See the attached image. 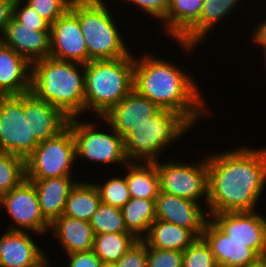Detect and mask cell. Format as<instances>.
Segmentation results:
<instances>
[{
	"label": "cell",
	"mask_w": 266,
	"mask_h": 267,
	"mask_svg": "<svg viewBox=\"0 0 266 267\" xmlns=\"http://www.w3.org/2000/svg\"><path fill=\"white\" fill-rule=\"evenodd\" d=\"M207 163L208 214L254 211L266 183V148H235Z\"/></svg>",
	"instance_id": "cell-1"
},
{
	"label": "cell",
	"mask_w": 266,
	"mask_h": 267,
	"mask_svg": "<svg viewBox=\"0 0 266 267\" xmlns=\"http://www.w3.org/2000/svg\"><path fill=\"white\" fill-rule=\"evenodd\" d=\"M133 89L160 109L183 114L192 124L205 115L193 78L164 59L152 55L135 59Z\"/></svg>",
	"instance_id": "cell-2"
},
{
	"label": "cell",
	"mask_w": 266,
	"mask_h": 267,
	"mask_svg": "<svg viewBox=\"0 0 266 267\" xmlns=\"http://www.w3.org/2000/svg\"><path fill=\"white\" fill-rule=\"evenodd\" d=\"M30 72V92L37 99L61 109L69 118L85 112L84 64L47 57L34 61Z\"/></svg>",
	"instance_id": "cell-3"
},
{
	"label": "cell",
	"mask_w": 266,
	"mask_h": 267,
	"mask_svg": "<svg viewBox=\"0 0 266 267\" xmlns=\"http://www.w3.org/2000/svg\"><path fill=\"white\" fill-rule=\"evenodd\" d=\"M135 58L92 60L85 66V112L102 117L133 90Z\"/></svg>",
	"instance_id": "cell-4"
},
{
	"label": "cell",
	"mask_w": 266,
	"mask_h": 267,
	"mask_svg": "<svg viewBox=\"0 0 266 267\" xmlns=\"http://www.w3.org/2000/svg\"><path fill=\"white\" fill-rule=\"evenodd\" d=\"M191 126L193 124L183 114L161 109L148 121L133 126L123 136L128 163L158 162V153L178 137L184 136Z\"/></svg>",
	"instance_id": "cell-5"
},
{
	"label": "cell",
	"mask_w": 266,
	"mask_h": 267,
	"mask_svg": "<svg viewBox=\"0 0 266 267\" xmlns=\"http://www.w3.org/2000/svg\"><path fill=\"white\" fill-rule=\"evenodd\" d=\"M70 10L78 17L89 62L118 59L130 54L103 0H73Z\"/></svg>",
	"instance_id": "cell-6"
},
{
	"label": "cell",
	"mask_w": 266,
	"mask_h": 267,
	"mask_svg": "<svg viewBox=\"0 0 266 267\" xmlns=\"http://www.w3.org/2000/svg\"><path fill=\"white\" fill-rule=\"evenodd\" d=\"M75 158V140L68 126L59 135L41 141L25 159L26 179L71 176Z\"/></svg>",
	"instance_id": "cell-7"
},
{
	"label": "cell",
	"mask_w": 266,
	"mask_h": 267,
	"mask_svg": "<svg viewBox=\"0 0 266 267\" xmlns=\"http://www.w3.org/2000/svg\"><path fill=\"white\" fill-rule=\"evenodd\" d=\"M38 144L24 117V94L0 96V152L26 159Z\"/></svg>",
	"instance_id": "cell-8"
},
{
	"label": "cell",
	"mask_w": 266,
	"mask_h": 267,
	"mask_svg": "<svg viewBox=\"0 0 266 267\" xmlns=\"http://www.w3.org/2000/svg\"><path fill=\"white\" fill-rule=\"evenodd\" d=\"M68 126L72 129L75 140L76 157L93 160L99 163H124L125 155L123 137L113 128L111 134L96 129L94 123L79 122L77 117L70 118ZM98 131V132H97Z\"/></svg>",
	"instance_id": "cell-9"
},
{
	"label": "cell",
	"mask_w": 266,
	"mask_h": 267,
	"mask_svg": "<svg viewBox=\"0 0 266 267\" xmlns=\"http://www.w3.org/2000/svg\"><path fill=\"white\" fill-rule=\"evenodd\" d=\"M198 164V165H197ZM197 164L156 162L160 191L185 198L194 202L202 197L208 203V163L206 159Z\"/></svg>",
	"instance_id": "cell-10"
},
{
	"label": "cell",
	"mask_w": 266,
	"mask_h": 267,
	"mask_svg": "<svg viewBox=\"0 0 266 267\" xmlns=\"http://www.w3.org/2000/svg\"><path fill=\"white\" fill-rule=\"evenodd\" d=\"M0 205L5 207L15 223L8 230L42 234L50 228V223L42 215L35 186L27 179L2 195Z\"/></svg>",
	"instance_id": "cell-11"
},
{
	"label": "cell",
	"mask_w": 266,
	"mask_h": 267,
	"mask_svg": "<svg viewBox=\"0 0 266 267\" xmlns=\"http://www.w3.org/2000/svg\"><path fill=\"white\" fill-rule=\"evenodd\" d=\"M209 217L231 240L245 243L260 257L266 256V219L255 210L222 212Z\"/></svg>",
	"instance_id": "cell-12"
},
{
	"label": "cell",
	"mask_w": 266,
	"mask_h": 267,
	"mask_svg": "<svg viewBox=\"0 0 266 267\" xmlns=\"http://www.w3.org/2000/svg\"><path fill=\"white\" fill-rule=\"evenodd\" d=\"M50 57L87 64L89 56L78 17L69 9L50 25Z\"/></svg>",
	"instance_id": "cell-13"
},
{
	"label": "cell",
	"mask_w": 266,
	"mask_h": 267,
	"mask_svg": "<svg viewBox=\"0 0 266 267\" xmlns=\"http://www.w3.org/2000/svg\"><path fill=\"white\" fill-rule=\"evenodd\" d=\"M156 219L192 230L202 237L208 218L199 203L159 191L155 199Z\"/></svg>",
	"instance_id": "cell-14"
},
{
	"label": "cell",
	"mask_w": 266,
	"mask_h": 267,
	"mask_svg": "<svg viewBox=\"0 0 266 267\" xmlns=\"http://www.w3.org/2000/svg\"><path fill=\"white\" fill-rule=\"evenodd\" d=\"M24 117H28L30 137L39 143L59 135L70 120L61 109L37 99L31 92L24 94Z\"/></svg>",
	"instance_id": "cell-15"
},
{
	"label": "cell",
	"mask_w": 266,
	"mask_h": 267,
	"mask_svg": "<svg viewBox=\"0 0 266 267\" xmlns=\"http://www.w3.org/2000/svg\"><path fill=\"white\" fill-rule=\"evenodd\" d=\"M160 110L156 104L133 89L100 118L106 120L109 127L123 137L133 126L148 121Z\"/></svg>",
	"instance_id": "cell-16"
},
{
	"label": "cell",
	"mask_w": 266,
	"mask_h": 267,
	"mask_svg": "<svg viewBox=\"0 0 266 267\" xmlns=\"http://www.w3.org/2000/svg\"><path fill=\"white\" fill-rule=\"evenodd\" d=\"M202 237L210 245L219 267H246L260 258L245 243L231 240L211 220L207 221Z\"/></svg>",
	"instance_id": "cell-17"
},
{
	"label": "cell",
	"mask_w": 266,
	"mask_h": 267,
	"mask_svg": "<svg viewBox=\"0 0 266 267\" xmlns=\"http://www.w3.org/2000/svg\"><path fill=\"white\" fill-rule=\"evenodd\" d=\"M0 41L31 64L50 57V31H35L33 28L23 27L14 17L5 27Z\"/></svg>",
	"instance_id": "cell-18"
},
{
	"label": "cell",
	"mask_w": 266,
	"mask_h": 267,
	"mask_svg": "<svg viewBox=\"0 0 266 267\" xmlns=\"http://www.w3.org/2000/svg\"><path fill=\"white\" fill-rule=\"evenodd\" d=\"M32 64L0 41V96L30 92Z\"/></svg>",
	"instance_id": "cell-19"
},
{
	"label": "cell",
	"mask_w": 266,
	"mask_h": 267,
	"mask_svg": "<svg viewBox=\"0 0 266 267\" xmlns=\"http://www.w3.org/2000/svg\"><path fill=\"white\" fill-rule=\"evenodd\" d=\"M45 257L28 231L7 229L0 238V267H34Z\"/></svg>",
	"instance_id": "cell-20"
},
{
	"label": "cell",
	"mask_w": 266,
	"mask_h": 267,
	"mask_svg": "<svg viewBox=\"0 0 266 267\" xmlns=\"http://www.w3.org/2000/svg\"><path fill=\"white\" fill-rule=\"evenodd\" d=\"M35 186L44 218L51 224L64 213L66 200L77 182L71 176L27 179Z\"/></svg>",
	"instance_id": "cell-21"
},
{
	"label": "cell",
	"mask_w": 266,
	"mask_h": 267,
	"mask_svg": "<svg viewBox=\"0 0 266 267\" xmlns=\"http://www.w3.org/2000/svg\"><path fill=\"white\" fill-rule=\"evenodd\" d=\"M239 0H203L202 10L199 19L177 40L180 46L187 51L212 31L216 22L229 15V13L239 6Z\"/></svg>",
	"instance_id": "cell-22"
},
{
	"label": "cell",
	"mask_w": 266,
	"mask_h": 267,
	"mask_svg": "<svg viewBox=\"0 0 266 267\" xmlns=\"http://www.w3.org/2000/svg\"><path fill=\"white\" fill-rule=\"evenodd\" d=\"M50 228L66 253L93 250L94 233L90 222L62 215L50 224Z\"/></svg>",
	"instance_id": "cell-23"
},
{
	"label": "cell",
	"mask_w": 266,
	"mask_h": 267,
	"mask_svg": "<svg viewBox=\"0 0 266 267\" xmlns=\"http://www.w3.org/2000/svg\"><path fill=\"white\" fill-rule=\"evenodd\" d=\"M198 238L190 229L156 219L142 240L148 247L183 252Z\"/></svg>",
	"instance_id": "cell-24"
},
{
	"label": "cell",
	"mask_w": 266,
	"mask_h": 267,
	"mask_svg": "<svg viewBox=\"0 0 266 267\" xmlns=\"http://www.w3.org/2000/svg\"><path fill=\"white\" fill-rule=\"evenodd\" d=\"M126 181L131 198L156 199L160 191L155 163H127Z\"/></svg>",
	"instance_id": "cell-25"
},
{
	"label": "cell",
	"mask_w": 266,
	"mask_h": 267,
	"mask_svg": "<svg viewBox=\"0 0 266 267\" xmlns=\"http://www.w3.org/2000/svg\"><path fill=\"white\" fill-rule=\"evenodd\" d=\"M203 0H171L166 17L165 32L177 41L200 17Z\"/></svg>",
	"instance_id": "cell-26"
},
{
	"label": "cell",
	"mask_w": 266,
	"mask_h": 267,
	"mask_svg": "<svg viewBox=\"0 0 266 267\" xmlns=\"http://www.w3.org/2000/svg\"><path fill=\"white\" fill-rule=\"evenodd\" d=\"M100 203L95 183L78 181L66 200L63 215L90 222Z\"/></svg>",
	"instance_id": "cell-27"
},
{
	"label": "cell",
	"mask_w": 266,
	"mask_h": 267,
	"mask_svg": "<svg viewBox=\"0 0 266 267\" xmlns=\"http://www.w3.org/2000/svg\"><path fill=\"white\" fill-rule=\"evenodd\" d=\"M121 211L127 231L138 240L144 239L150 225L156 220L155 199L131 198Z\"/></svg>",
	"instance_id": "cell-28"
},
{
	"label": "cell",
	"mask_w": 266,
	"mask_h": 267,
	"mask_svg": "<svg viewBox=\"0 0 266 267\" xmlns=\"http://www.w3.org/2000/svg\"><path fill=\"white\" fill-rule=\"evenodd\" d=\"M137 240L131 233L94 234L93 251L102 263L114 264Z\"/></svg>",
	"instance_id": "cell-29"
},
{
	"label": "cell",
	"mask_w": 266,
	"mask_h": 267,
	"mask_svg": "<svg viewBox=\"0 0 266 267\" xmlns=\"http://www.w3.org/2000/svg\"><path fill=\"white\" fill-rule=\"evenodd\" d=\"M25 179V159L0 152V197L20 185Z\"/></svg>",
	"instance_id": "cell-30"
},
{
	"label": "cell",
	"mask_w": 266,
	"mask_h": 267,
	"mask_svg": "<svg viewBox=\"0 0 266 267\" xmlns=\"http://www.w3.org/2000/svg\"><path fill=\"white\" fill-rule=\"evenodd\" d=\"M90 225L94 234L129 233L125 227L121 209L100 203Z\"/></svg>",
	"instance_id": "cell-31"
},
{
	"label": "cell",
	"mask_w": 266,
	"mask_h": 267,
	"mask_svg": "<svg viewBox=\"0 0 266 267\" xmlns=\"http://www.w3.org/2000/svg\"><path fill=\"white\" fill-rule=\"evenodd\" d=\"M101 202L121 209L130 199L126 176L124 178H111L105 184H96Z\"/></svg>",
	"instance_id": "cell-32"
},
{
	"label": "cell",
	"mask_w": 266,
	"mask_h": 267,
	"mask_svg": "<svg viewBox=\"0 0 266 267\" xmlns=\"http://www.w3.org/2000/svg\"><path fill=\"white\" fill-rule=\"evenodd\" d=\"M183 267H219L210 245L203 237L183 251Z\"/></svg>",
	"instance_id": "cell-33"
},
{
	"label": "cell",
	"mask_w": 266,
	"mask_h": 267,
	"mask_svg": "<svg viewBox=\"0 0 266 267\" xmlns=\"http://www.w3.org/2000/svg\"><path fill=\"white\" fill-rule=\"evenodd\" d=\"M73 0H27L25 3L52 25L60 16L65 14Z\"/></svg>",
	"instance_id": "cell-34"
},
{
	"label": "cell",
	"mask_w": 266,
	"mask_h": 267,
	"mask_svg": "<svg viewBox=\"0 0 266 267\" xmlns=\"http://www.w3.org/2000/svg\"><path fill=\"white\" fill-rule=\"evenodd\" d=\"M22 0H15L13 5V17L23 26L33 28L35 31H50V24L40 17L36 11Z\"/></svg>",
	"instance_id": "cell-35"
},
{
	"label": "cell",
	"mask_w": 266,
	"mask_h": 267,
	"mask_svg": "<svg viewBox=\"0 0 266 267\" xmlns=\"http://www.w3.org/2000/svg\"><path fill=\"white\" fill-rule=\"evenodd\" d=\"M146 267H183V252L147 246Z\"/></svg>",
	"instance_id": "cell-36"
},
{
	"label": "cell",
	"mask_w": 266,
	"mask_h": 267,
	"mask_svg": "<svg viewBox=\"0 0 266 267\" xmlns=\"http://www.w3.org/2000/svg\"><path fill=\"white\" fill-rule=\"evenodd\" d=\"M146 264L147 244L140 239L113 264V267H146Z\"/></svg>",
	"instance_id": "cell-37"
},
{
	"label": "cell",
	"mask_w": 266,
	"mask_h": 267,
	"mask_svg": "<svg viewBox=\"0 0 266 267\" xmlns=\"http://www.w3.org/2000/svg\"><path fill=\"white\" fill-rule=\"evenodd\" d=\"M127 1V0H126ZM133 2L138 8L144 9L151 17L160 19L161 21L166 17L171 0H128Z\"/></svg>",
	"instance_id": "cell-38"
},
{
	"label": "cell",
	"mask_w": 266,
	"mask_h": 267,
	"mask_svg": "<svg viewBox=\"0 0 266 267\" xmlns=\"http://www.w3.org/2000/svg\"><path fill=\"white\" fill-rule=\"evenodd\" d=\"M69 257L68 267H100L102 261L93 250L67 254Z\"/></svg>",
	"instance_id": "cell-39"
},
{
	"label": "cell",
	"mask_w": 266,
	"mask_h": 267,
	"mask_svg": "<svg viewBox=\"0 0 266 267\" xmlns=\"http://www.w3.org/2000/svg\"><path fill=\"white\" fill-rule=\"evenodd\" d=\"M15 0H0V40L3 36L5 27L13 17V5Z\"/></svg>",
	"instance_id": "cell-40"
},
{
	"label": "cell",
	"mask_w": 266,
	"mask_h": 267,
	"mask_svg": "<svg viewBox=\"0 0 266 267\" xmlns=\"http://www.w3.org/2000/svg\"><path fill=\"white\" fill-rule=\"evenodd\" d=\"M253 35V41L266 48V21L259 24Z\"/></svg>",
	"instance_id": "cell-41"
},
{
	"label": "cell",
	"mask_w": 266,
	"mask_h": 267,
	"mask_svg": "<svg viewBox=\"0 0 266 267\" xmlns=\"http://www.w3.org/2000/svg\"><path fill=\"white\" fill-rule=\"evenodd\" d=\"M246 267H266V256L260 257L256 262L248 264Z\"/></svg>",
	"instance_id": "cell-42"
},
{
	"label": "cell",
	"mask_w": 266,
	"mask_h": 267,
	"mask_svg": "<svg viewBox=\"0 0 266 267\" xmlns=\"http://www.w3.org/2000/svg\"><path fill=\"white\" fill-rule=\"evenodd\" d=\"M49 266V261L47 260V257H45L40 263H38L34 267H48Z\"/></svg>",
	"instance_id": "cell-43"
},
{
	"label": "cell",
	"mask_w": 266,
	"mask_h": 267,
	"mask_svg": "<svg viewBox=\"0 0 266 267\" xmlns=\"http://www.w3.org/2000/svg\"><path fill=\"white\" fill-rule=\"evenodd\" d=\"M100 267H113V264L102 263Z\"/></svg>",
	"instance_id": "cell-44"
},
{
	"label": "cell",
	"mask_w": 266,
	"mask_h": 267,
	"mask_svg": "<svg viewBox=\"0 0 266 267\" xmlns=\"http://www.w3.org/2000/svg\"><path fill=\"white\" fill-rule=\"evenodd\" d=\"M264 49V54H266V48H263ZM265 56V63H266V55Z\"/></svg>",
	"instance_id": "cell-45"
}]
</instances>
